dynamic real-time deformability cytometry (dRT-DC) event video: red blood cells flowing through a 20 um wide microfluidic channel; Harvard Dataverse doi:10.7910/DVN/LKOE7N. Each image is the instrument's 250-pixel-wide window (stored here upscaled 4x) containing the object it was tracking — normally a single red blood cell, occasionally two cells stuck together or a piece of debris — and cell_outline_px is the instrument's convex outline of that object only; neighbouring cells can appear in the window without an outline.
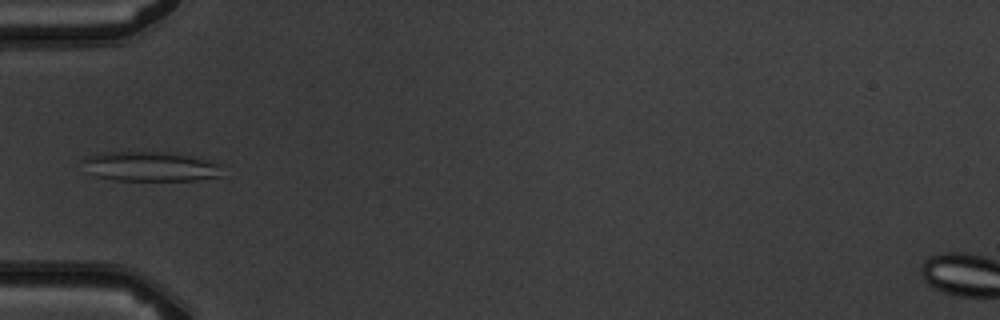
{"species": "common noctule bat (a hibernating species)", "species_latin": "Nyctalus noctula", "temperature_condition": "warm", "stored_images_in_passage": 5, "camera_frame_rate_fps": 3000, "um_per_image_px": 0.085, "animal": {"sex": "male", "body_mass_g": 19.5, "forearm_length_mm": 54.6}, "frame": {"image": 1, "passage_image": 4, "time_ms": 4.333, "image_size_px": [1000, 320], "cell_outline_px": [[224, 176], [196, 180], [112, 180], [96, 176], [92, 172], [84, 160], [84, 156], [104, 152], [164, 152], [192, 156], [224, 164]], "centroid_in_image_um": [12.93, 14.15], "position_along_channel_um": 72.1, "area_um2": 24.16}}
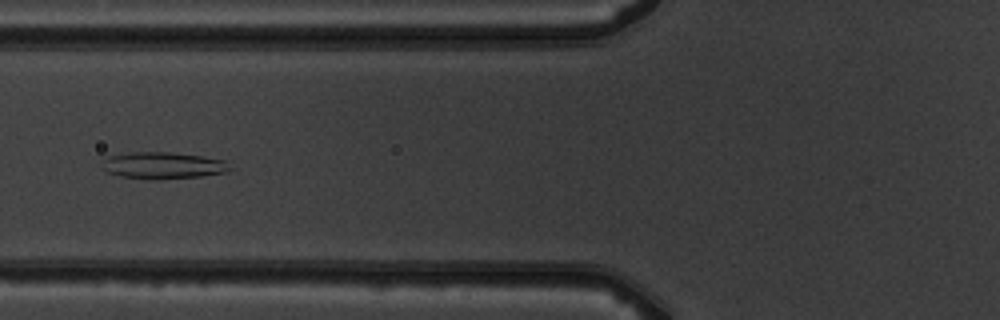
{"frame": {"image": 2, "passage_image": 5, "time_ms": 5.333, "image_size_px": [1000, 320], "cell_outline_px": [[236, 168], [228, 172], [200, 176], [156, 180], [148, 180], [120, 176], [108, 172], [104, 168], [104, 160], [112, 156], [128, 152], [168, 152], [200, 156], [224, 160]], "centroid_in_image_um": [13.94, 14.08], "position_along_channel_um": 111.9, "area_um2": 19.94}}